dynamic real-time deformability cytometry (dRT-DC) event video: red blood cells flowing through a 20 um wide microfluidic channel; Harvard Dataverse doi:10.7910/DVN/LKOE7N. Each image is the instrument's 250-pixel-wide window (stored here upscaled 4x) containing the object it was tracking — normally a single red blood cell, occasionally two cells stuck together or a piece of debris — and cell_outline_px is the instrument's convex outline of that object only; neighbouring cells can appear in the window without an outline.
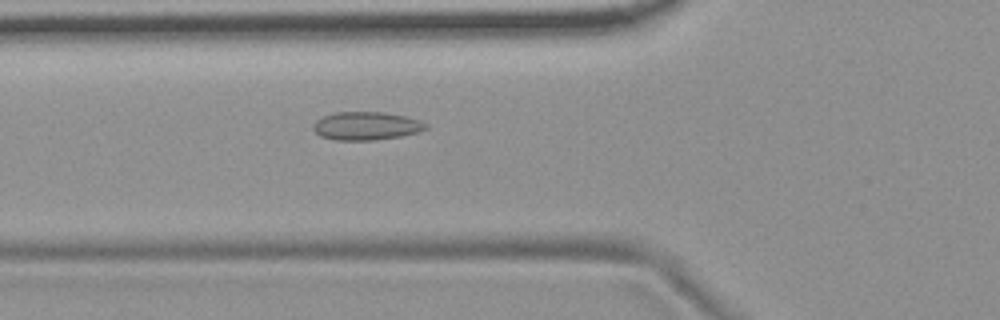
{"species": "common noctule bat (a hibernating species)", "species_latin": "Nyctalus noctula", "temperature_condition": "room temperature", "stored_images_in_passage": 50, "camera_frame_rate_fps": 3000, "um_per_image_px": 0.085, "animal": {"sex": "female", "body_mass_g": 19.9}, "frame": {"image": 1, "passage_image": 20, "time_ms": 6.333, "image_size_px": [1000, 320], "cell_outline_px": [[428, 128], [420, 132], [400, 136], [376, 140], [336, 140], [320, 136], [312, 128], [312, 124], [316, 120], [324, 116], [336, 112], [384, 112], [404, 116], [420, 120], [428, 124]], "centroid_in_image_um": [31.14, 10.7], "position_along_channel_um": 94.7, "area_um2": 18.61}}
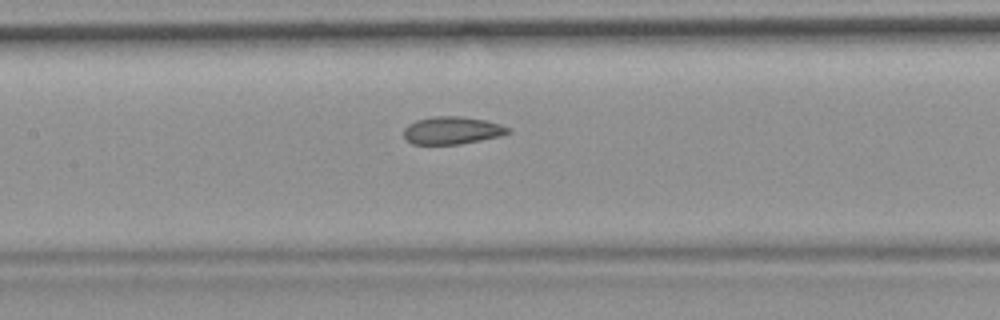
{"frame": {"image": 2, "passage_image": 26, "time_ms": 8.333, "image_size_px": [1000, 320], "cell_outline_px": [[512, 132], [500, 136], [460, 144], [412, 144], [404, 136], [404, 128], [408, 124], [416, 120], [432, 116], [464, 116], [484, 120], [500, 124], [512, 128]], "centroid_in_image_um": [38.45, 11.07], "position_along_channel_um": 169.0, "area_um2": 16.88}}
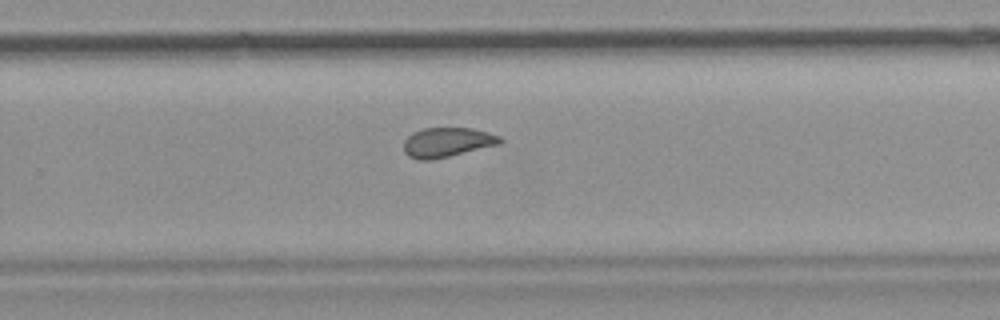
{"frame": {"image": 3, "passage_image": 36, "time_ms": 11.667, "image_size_px": [1000, 320], "cell_outline_px": [[504, 140], [500, 144], [432, 160], [420, 160], [408, 156], [404, 152], [404, 140], [412, 132], [424, 128], [472, 128], [488, 132], [500, 136]], "centroid_in_image_um": [38.0, 12.09], "position_along_channel_um": 291.8, "area_um2": 16.65}}